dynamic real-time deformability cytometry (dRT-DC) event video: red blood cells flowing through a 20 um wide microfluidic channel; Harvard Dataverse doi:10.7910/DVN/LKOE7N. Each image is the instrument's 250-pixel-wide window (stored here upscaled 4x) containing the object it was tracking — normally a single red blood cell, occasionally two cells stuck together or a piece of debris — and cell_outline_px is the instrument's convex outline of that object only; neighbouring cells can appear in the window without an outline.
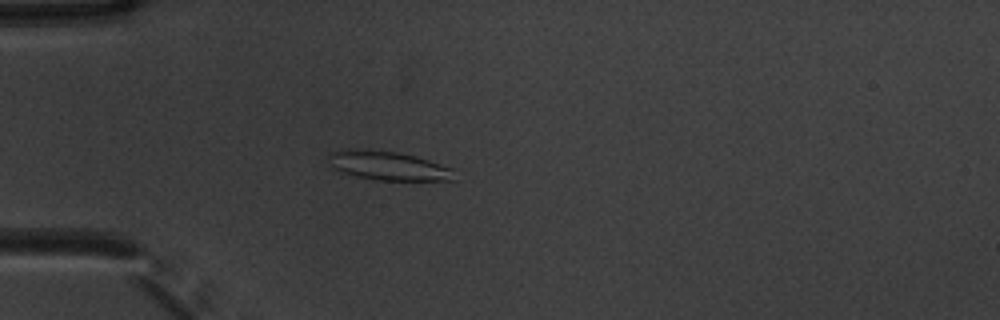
{"species": "common noctule bat (a hibernating species)", "species_latin": "Nyctalus noctula", "temperature_condition": "warm", "stored_images_in_passage": 39, "camera_frame_rate_fps": 3000, "um_per_image_px": 0.085, "animal": {"sex": "male", "body_mass_g": 20.1, "forearm_length_mm": 53.5}, "frame": {"image": 1, "passage_image": 1, "time_ms": 0.0, "image_size_px": [1000, 320], "cell_outline_px": [[456, 180], [376, 180], [356, 176], [344, 172], [336, 168], [332, 164], [328, 156], [332, 152], [348, 148], [364, 148], [396, 152], [416, 156], [452, 168]], "centroid_in_image_um": [33.02, 14.07], "position_along_channel_um": 52.0, "area_um2": 21.1}}
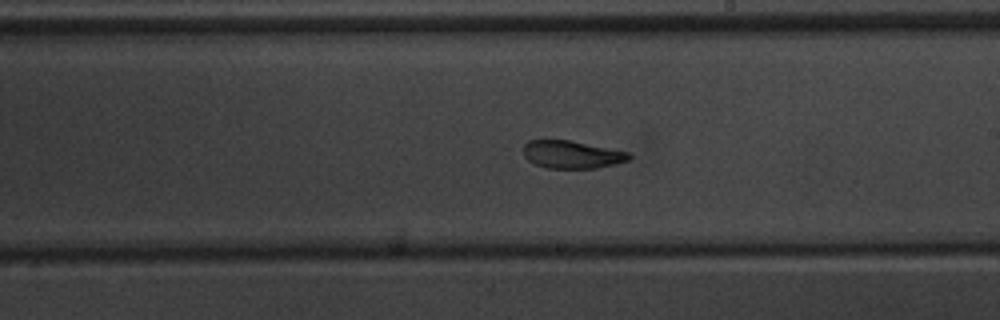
{"frame": {"image": 2, "passage_image": 17, "time_ms": 5.333, "image_size_px": [1000, 320], "cell_outline_px": [[632, 156], [628, 160], [616, 164], [596, 168], [548, 168], [536, 164], [528, 160], [524, 156], [524, 144], [528, 140], [568, 140], [628, 152]], "centroid_in_image_um": [48.6, 13.14], "position_along_channel_um": 240.4, "area_um2": 16.88}}
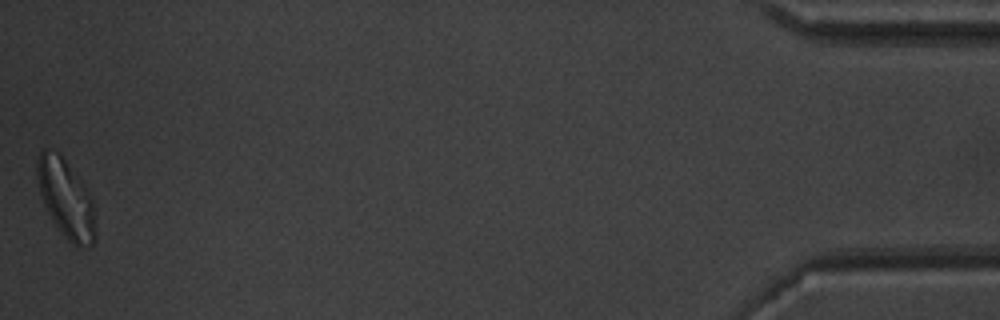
{"frame": {"image": 3, "passage_image": 39, "time_ms": 12.667, "image_size_px": [1000, 320], "cell_outline_px": [[96, 240], [88, 248], [76, 248], [60, 232], [48, 212], [44, 204], [40, 192], [36, 176], [36, 160], [40, 152], [44, 148], [56, 152], [64, 160], [84, 184], [92, 200], [96, 232]], "centroid_in_image_um": [5.61, 16.94], "position_along_channel_um": 429.6, "area_um2": 26.59}, "authors_computed_cell_mechanics": {"area_um2": 18.3804, "velocity_mm_per_s": 3.7746, "shape_relaxation_time_tau1_ms": 7.1961, "shape_relaxation_time_tau2_ms": 2.5379, "deformation_change_tau1": 0.1736, "deformation_change_tau2": 0.0889}}